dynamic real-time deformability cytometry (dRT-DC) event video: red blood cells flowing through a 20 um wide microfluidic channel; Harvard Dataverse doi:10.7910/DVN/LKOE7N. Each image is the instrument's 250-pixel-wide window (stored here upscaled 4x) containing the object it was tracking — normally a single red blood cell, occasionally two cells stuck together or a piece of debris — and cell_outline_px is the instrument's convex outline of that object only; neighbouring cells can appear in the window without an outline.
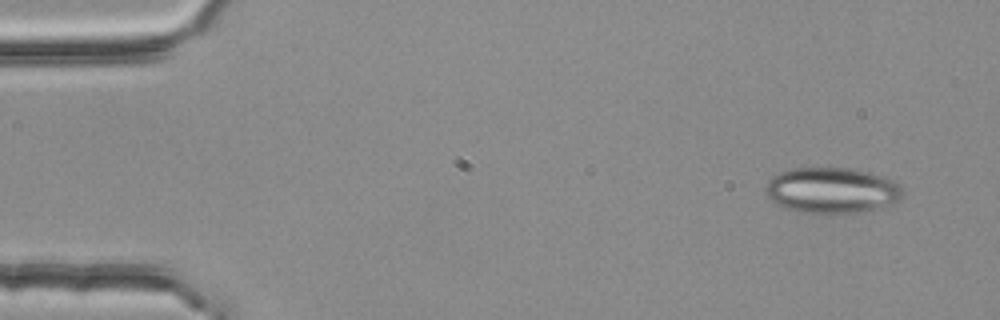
{"species": "common noctule bat (a hibernating species)", "species_latin": "Nyctalus noctula", "temperature_condition": "room temperature", "stored_images_in_passage": 4, "camera_frame_rate_fps": 3000, "um_per_image_px": 0.085, "animal": {"sex": "female", "body_mass_g": 25.1}, "frame": {"image": 1, "passage_image": 1, "time_ms": 0.0, "image_size_px": [1000, 320], "cell_outline_px": [[904, 192], [900, 200], [888, 204], [872, 208], [852, 212], [800, 212], [784, 208], [776, 204], [764, 192], [764, 184], [772, 176], [780, 172], [792, 168], [848, 168], [868, 172], [884, 176], [892, 180]], "centroid_in_image_um": [70.63, 16.15], "position_along_channel_um": 14.4, "area_um2": 36.07}}